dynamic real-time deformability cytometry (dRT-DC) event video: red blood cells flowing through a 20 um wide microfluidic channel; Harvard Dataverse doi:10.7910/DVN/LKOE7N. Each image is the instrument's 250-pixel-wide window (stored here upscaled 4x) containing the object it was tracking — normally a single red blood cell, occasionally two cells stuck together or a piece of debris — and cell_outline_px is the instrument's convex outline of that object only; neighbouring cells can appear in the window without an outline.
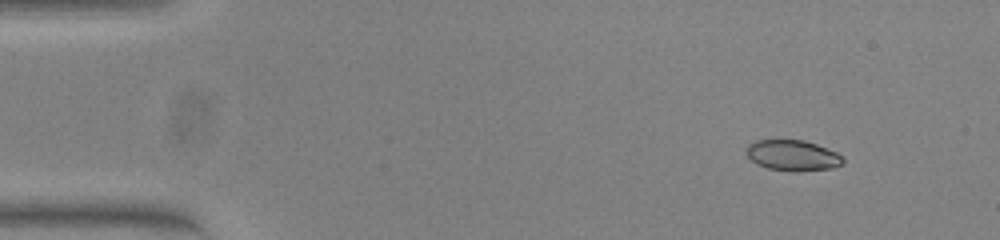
{"species": "common noctule bat (a hibernating species)", "species_latin": "Nyctalus noctula", "temperature_condition": "warm", "stored_images_in_passage": 54, "segment_of_instrument_passage": [1, 2], "camera_frame_rate_fps": 3000, "um_per_image_px": 0.085, "animal": {"sex": "female", "body_mass_g": 23.0, "forearm_length_mm": 53.4}, "frame": {"image": 1, "passage_image": 5, "time_ms": 1.333, "image_size_px": [1000, 240], "cell_outline_px": [[844, 164], [832, 168], [796, 172], [792, 172], [768, 168], [756, 164], [748, 156], [748, 144], [756, 140], [804, 140], [816, 144], [836, 152], [844, 160]], "centroid_in_image_um": [67.39, 13.22], "position_along_channel_um": 17.6, "area_um2": 17.22}}
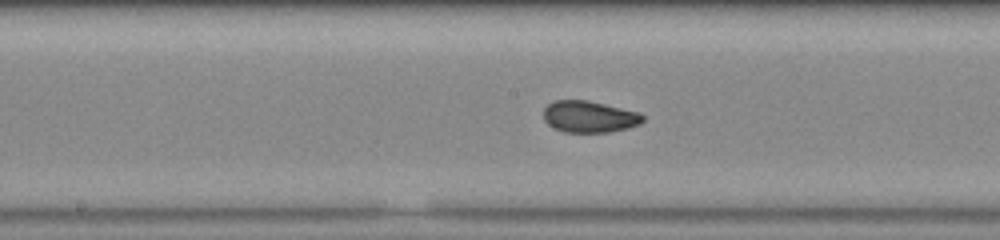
{"frame": {"image": 2, "passage_image": 27, "time_ms": 8.667, "image_size_px": [1000, 240], "cell_outline_px": [[644, 120], [640, 124], [628, 128], [608, 132], [564, 132], [548, 124], [544, 120], [544, 108], [548, 104], [556, 100], [588, 100], [640, 112], [644, 116]], "centroid_in_image_um": [50.11, 9.91], "position_along_channel_um": 198.1, "area_um2": 18.32}}
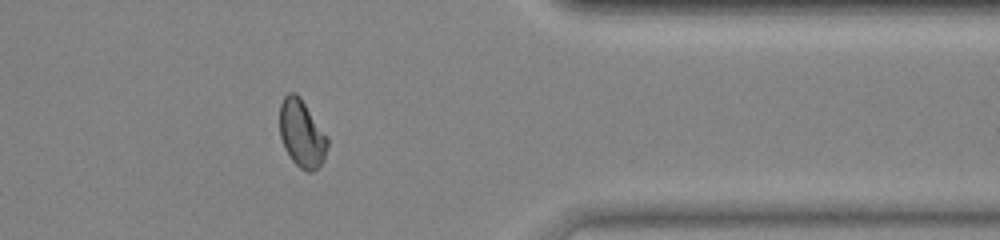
{"frame": {"image": 3, "passage_image": 43, "time_ms": 14.0, "image_size_px": [1000, 240], "cell_outline_px": [[328, 144], [324, 160], [312, 172], [308, 172], [300, 168], [292, 160], [284, 148], [280, 136], [280, 104], [284, 96], [288, 92], [296, 92], [300, 96], [328, 136]], "centroid_in_image_um": [25.65, 11.33], "position_along_channel_um": 385.7, "area_um2": 18.96}}